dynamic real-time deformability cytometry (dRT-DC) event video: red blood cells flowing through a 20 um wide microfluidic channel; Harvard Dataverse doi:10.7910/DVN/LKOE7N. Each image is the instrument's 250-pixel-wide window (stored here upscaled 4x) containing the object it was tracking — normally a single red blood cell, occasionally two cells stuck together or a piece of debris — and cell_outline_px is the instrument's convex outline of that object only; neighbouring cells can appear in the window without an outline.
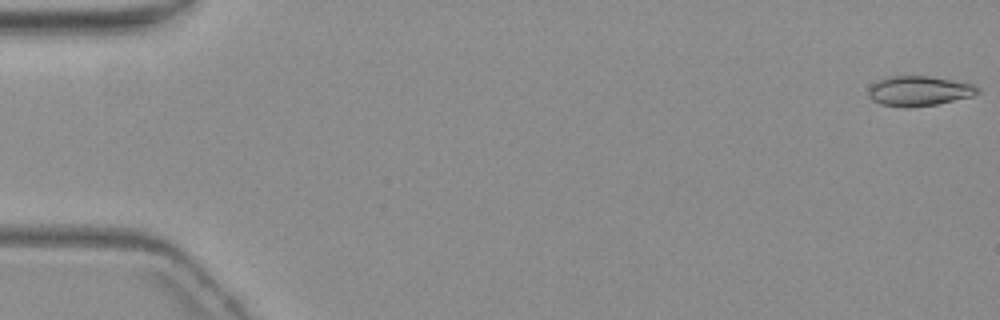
{"species": "common noctule bat (a hibernating species)", "species_latin": "Nyctalus noctula", "temperature_condition": "warm", "stored_images_in_passage": 6, "camera_frame_rate_fps": 3000, "um_per_image_px": 0.085, "animal": {"sex": "female", "body_mass_g": 19.3, "forearm_length_mm": 54.1}, "frame": {"image": 1, "passage_image": 1, "time_ms": 0.0, "image_size_px": [1000, 320], "cell_outline_px": [[980, 92], [972, 96], [936, 104], [880, 104], [872, 100], [868, 96], [868, 88], [876, 80], [888, 76], [928, 76], [972, 84], [980, 88]], "centroid_in_image_um": [78.11, 7.68], "position_along_channel_um": 6.9, "area_um2": 18.26}}
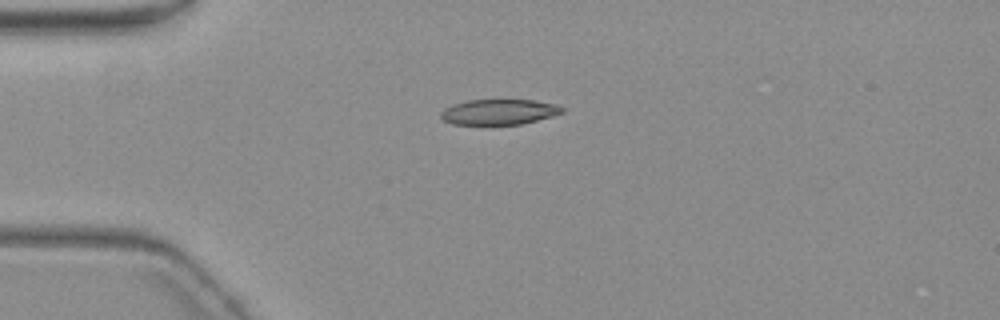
{"frame": {"image": 2, "passage_image": 5, "time_ms": 4.667, "image_size_px": [1000, 320], "cell_outline_px": [[564, 112], [552, 116], [520, 124], [452, 124], [444, 120], [440, 116], [440, 112], [444, 108], [452, 104], [468, 100], [500, 96], [536, 100], [556, 104], [564, 108]], "centroid_in_image_um": [42.42, 9.44], "position_along_channel_um": 42.6, "area_um2": 18.9}}